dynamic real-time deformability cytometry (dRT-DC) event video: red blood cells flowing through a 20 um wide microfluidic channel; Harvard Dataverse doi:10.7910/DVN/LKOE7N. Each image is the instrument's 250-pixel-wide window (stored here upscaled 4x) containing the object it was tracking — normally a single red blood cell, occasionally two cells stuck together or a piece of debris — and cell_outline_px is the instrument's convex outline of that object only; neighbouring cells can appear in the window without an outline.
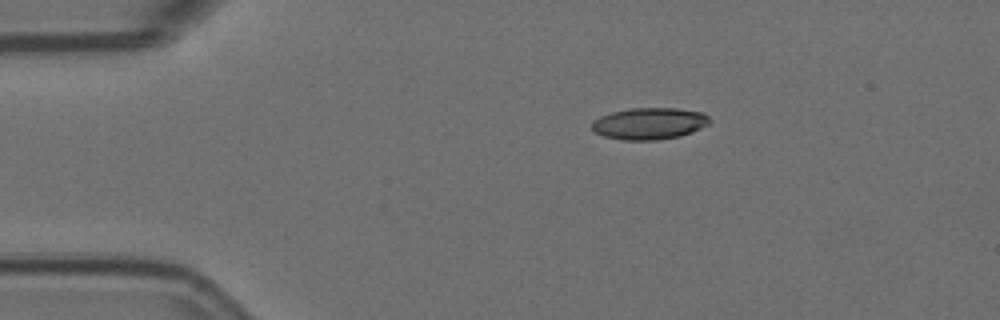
{"species": "Egyptian fruit bat (a non-hibernating species)", "species_latin": "Rousettus aegyptiacus", "temperature_condition": "room temperature", "stored_images_in_passage": 2, "camera_frame_rate_fps": 3000, "um_per_image_px": 0.085, "animal": {"sex": "female"}, "frame": {"image": 1, "passage_image": 1, "time_ms": 0.0, "image_size_px": [1000, 320], "cell_outline_px": [[712, 120], [708, 124], [692, 132], [680, 136], [656, 140], [620, 140], [604, 136], [592, 132], [592, 124], [600, 116], [612, 112], [632, 108], [676, 108], [704, 112]], "centroid_in_image_um": [55.21, 10.5], "position_along_channel_um": 29.8, "area_um2": 21.85}}